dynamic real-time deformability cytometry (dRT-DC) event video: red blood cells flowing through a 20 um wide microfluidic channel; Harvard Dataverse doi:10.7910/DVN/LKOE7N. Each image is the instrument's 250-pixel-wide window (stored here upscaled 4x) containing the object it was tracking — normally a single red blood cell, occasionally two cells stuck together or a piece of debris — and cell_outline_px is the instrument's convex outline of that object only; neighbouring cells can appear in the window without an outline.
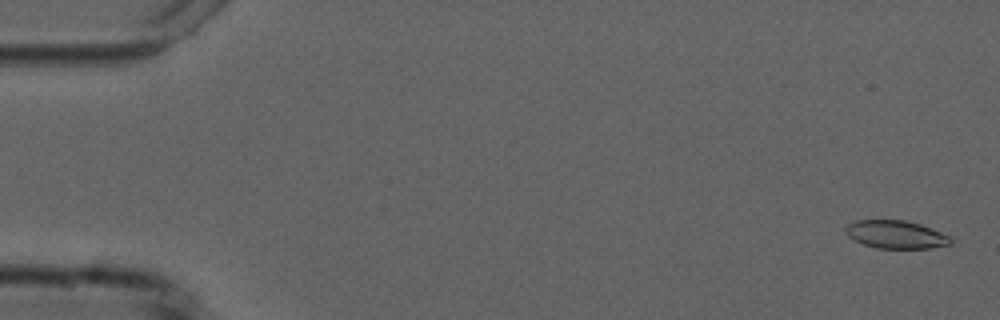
{"species": "common noctule bat (a hibernating species)", "species_latin": "Nyctalus noctula", "temperature_condition": "cold", "stored_images_in_passage": 3, "camera_frame_rate_fps": 3000, "um_per_image_px": 0.085, "animal": {"sex": "male", "forearm_length_mm": 52.5}, "frame": {"image": 1, "passage_image": 1, "time_ms": 0.0, "image_size_px": [1000, 320], "cell_outline_px": [[952, 244], [928, 248], [876, 248], [864, 244], [848, 236], [844, 232], [844, 228], [848, 224], [856, 220], [904, 220], [920, 224], [940, 232], [948, 236], [952, 240]], "centroid_in_image_um": [76.12, 19.93], "position_along_channel_um": 8.9, "area_um2": 16.99}}